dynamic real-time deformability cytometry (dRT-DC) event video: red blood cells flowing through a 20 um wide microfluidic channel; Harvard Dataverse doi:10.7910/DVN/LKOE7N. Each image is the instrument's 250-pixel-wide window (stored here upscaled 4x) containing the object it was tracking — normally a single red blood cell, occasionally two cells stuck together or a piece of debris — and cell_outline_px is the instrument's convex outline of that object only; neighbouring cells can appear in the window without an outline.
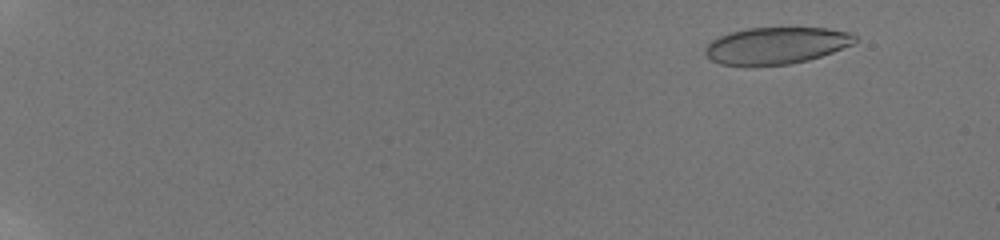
{"species": "human", "species_latin": "Homo sapiens", "temperature_condition": "room temperature", "stored_images_in_passage": 81, "camera_frame_rate_fps": 3000, "um_per_image_px": 0.085, "donor": {"sex": "male"}, "frame": {"image": 1, "passage_image": 9, "time_ms": 2.0, "image_size_px": [1000, 240], "cell_outline_px": [[856, 44], [808, 60], [788, 64], [720, 64], [712, 60], [704, 52], [704, 48], [712, 40], [720, 36], [732, 32], [748, 28], [828, 28], [848, 32], [856, 36]], "centroid_in_image_um": [66.02, 3.85], "position_along_channel_um": 19.0, "area_um2": 31.62}}
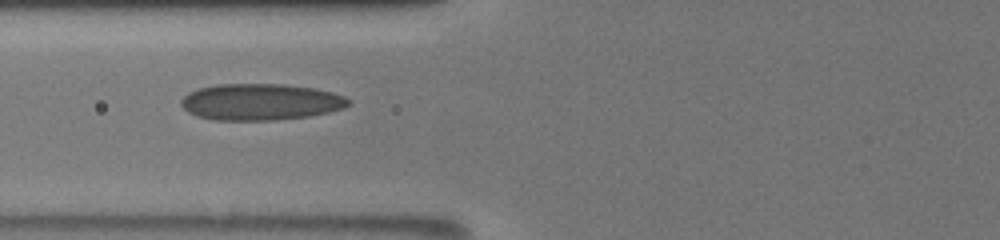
{"frame": {"image": 2, "passage_image": 38, "time_ms": 9.0, "image_size_px": [1000, 240], "cell_outline_px": [[352, 104], [344, 108], [328, 112], [308, 116], [276, 120], [212, 120], [196, 116], [188, 112], [180, 104], [180, 100], [188, 92], [196, 88], [216, 84], [284, 84], [312, 88], [332, 92], [344, 96]], "centroid_in_image_um": [22.1, 8.66], "position_along_channel_um": 103.7, "area_um2": 35.78}}
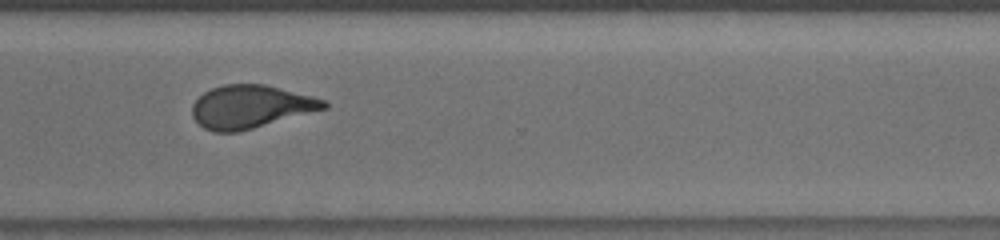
{"frame": {"image": 3, "passage_image": 65, "time_ms": 15.333, "image_size_px": [1000, 240], "cell_outline_px": [[328, 108], [252, 128], [236, 132], [212, 132], [204, 128], [192, 116], [192, 104], [204, 92], [212, 88], [224, 84], [264, 84], [312, 96], [324, 100], [328, 104]], "centroid_in_image_um": [21.28, 9.07], "position_along_channel_um": 349.3, "area_um2": 32.71}, "authors_computed_cell_mechanics": {"area_um2": 33.4084, "velocity_mm_per_s": 3.8843, "shape_relaxation_time_tau1_ms": null, "shape_relaxation_time_tau2_ms": 1.2276, "deformation_change_tau1": null, "deformation_change_tau2": 0.0963}}